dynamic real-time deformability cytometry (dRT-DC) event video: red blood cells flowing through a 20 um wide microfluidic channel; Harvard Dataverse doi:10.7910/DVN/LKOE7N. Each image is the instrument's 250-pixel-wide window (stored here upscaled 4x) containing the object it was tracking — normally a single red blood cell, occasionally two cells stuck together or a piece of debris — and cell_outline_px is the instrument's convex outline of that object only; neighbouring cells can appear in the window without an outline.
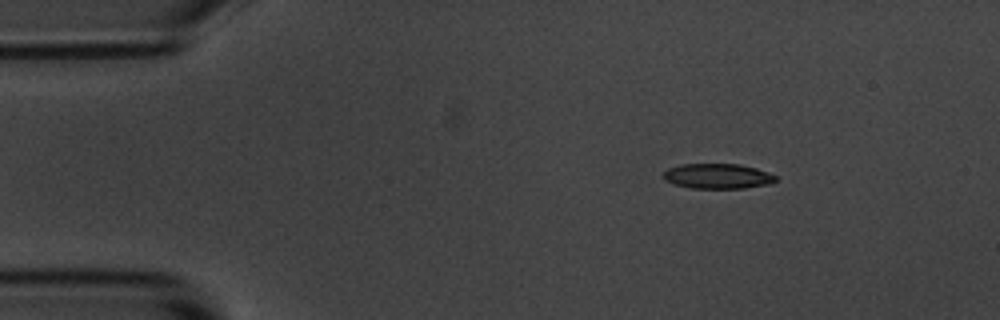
{"species": "common noctule bat (a hibernating species)", "species_latin": "Nyctalus noctula", "temperature_condition": "room temperature", "stored_images_in_passage": 3, "camera_frame_rate_fps": 3000, "um_per_image_px": 0.085, "animal": {"sex": "male", "body_mass_g": 20.1, "forearm_length_mm": 53.5}, "frame": {"image": 1, "passage_image": 1, "time_ms": 0.0, "image_size_px": [1000, 320], "cell_outline_px": [[776, 180], [772, 184], [744, 188], [692, 188], [676, 184], [664, 180], [664, 172], [668, 168], [680, 164], [740, 164], [756, 168], [776, 176]], "centroid_in_image_um": [61.01, 14.97], "position_along_channel_um": 24.0, "area_um2": 16.36}}